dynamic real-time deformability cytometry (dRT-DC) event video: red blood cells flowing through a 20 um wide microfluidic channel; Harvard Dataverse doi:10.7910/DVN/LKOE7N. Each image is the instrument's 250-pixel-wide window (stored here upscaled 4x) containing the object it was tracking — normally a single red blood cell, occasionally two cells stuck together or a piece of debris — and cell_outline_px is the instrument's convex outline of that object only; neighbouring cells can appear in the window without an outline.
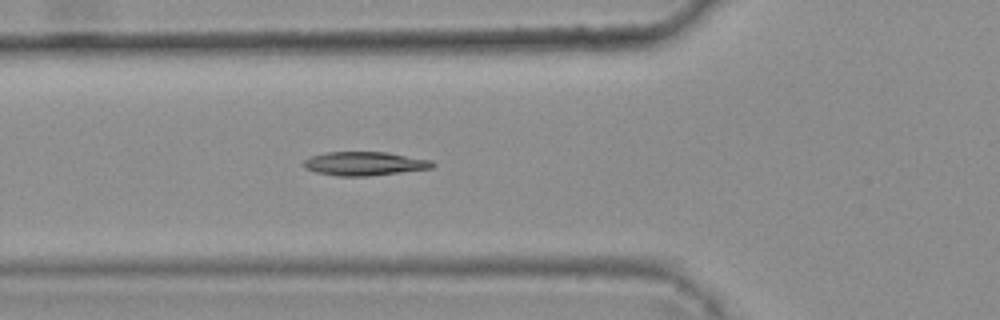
{"species": "common noctule bat (a hibernating species)", "species_latin": "Nyctalus noctula", "temperature_condition": "warm", "stored_images_in_passage": 6, "camera_frame_rate_fps": 3000, "um_per_image_px": 0.085, "animal": {"sex": "female", "body_mass_g": 25.1}, "frame": {"image": 1, "passage_image": 6, "time_ms": 1.667, "image_size_px": [1000, 320], "cell_outline_px": [[436, 164], [432, 168], [368, 176], [340, 176], [316, 172], [304, 168], [304, 160], [308, 156], [324, 152], [388, 152], [432, 160]], "centroid_in_image_um": [30.97, 13.89], "position_along_channel_um": 94.8, "area_um2": 17.92}}